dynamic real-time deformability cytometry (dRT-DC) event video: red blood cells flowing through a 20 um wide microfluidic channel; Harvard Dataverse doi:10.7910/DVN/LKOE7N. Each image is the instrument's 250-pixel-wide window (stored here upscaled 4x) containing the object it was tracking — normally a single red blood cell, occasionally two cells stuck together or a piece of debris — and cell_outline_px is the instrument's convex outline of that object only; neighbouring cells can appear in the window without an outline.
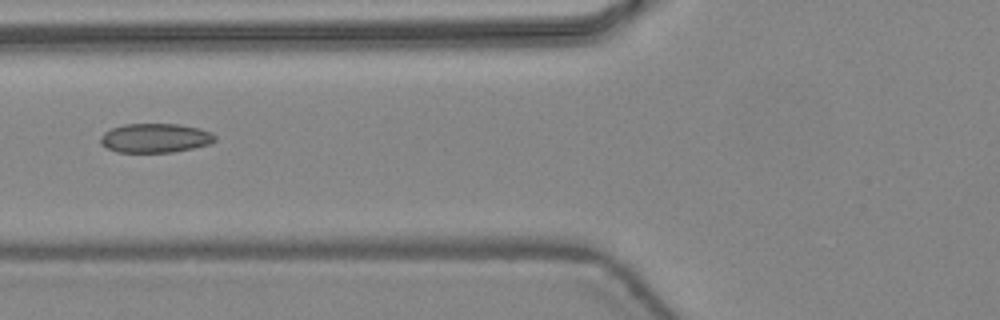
{"species": "common noctule bat (a hibernating species)", "species_latin": "Nyctalus noctula", "temperature_condition": "warm", "stored_images_in_passage": 5, "camera_frame_rate_fps": 3000, "um_per_image_px": 0.085, "animal": {"sex": "female", "body_mass_g": 24.6, "forearm_length_mm": 56.2}, "frame": {"image": 1, "passage_image": 5, "time_ms": 1.333, "image_size_px": [1000, 320], "cell_outline_px": [[216, 140], [208, 144], [192, 148], [172, 152], [116, 152], [100, 144], [100, 136], [104, 132], [112, 128], [124, 124], [180, 124], [200, 128], [212, 132], [216, 136]], "centroid_in_image_um": [13.19, 11.72], "position_along_channel_um": 112.6, "area_um2": 19.54}}